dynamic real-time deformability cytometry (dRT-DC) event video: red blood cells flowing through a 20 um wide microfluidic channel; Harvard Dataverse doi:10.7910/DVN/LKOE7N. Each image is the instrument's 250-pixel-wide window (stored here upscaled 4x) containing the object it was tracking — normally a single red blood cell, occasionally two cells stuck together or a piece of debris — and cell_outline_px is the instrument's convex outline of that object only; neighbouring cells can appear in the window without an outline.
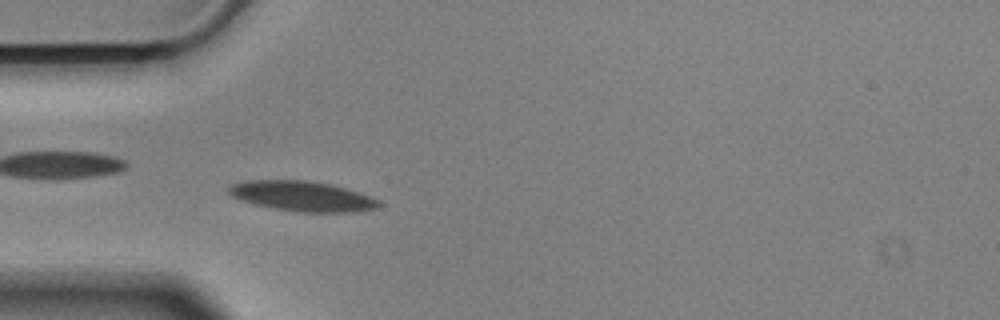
{"species": "Egyptian fruit bat (a non-hibernating species)", "species_latin": "Rousettus aegyptiacus", "temperature_condition": "cold", "stored_images_in_passage": 56, "camera_frame_rate_fps": 3000, "um_per_image_px": 0.085, "animal": {"sex": "male"}, "frame": {"image": 1, "passage_image": 16, "time_ms": 5.0, "image_size_px": [1000, 320], "cell_outline_px": [[380, 204], [376, 208], [356, 212], [296, 212], [272, 208], [240, 200], [232, 196], [228, 192], [228, 188], [232, 184], [248, 180], [308, 180], [332, 184], [360, 192], [380, 200]], "centroid_in_image_um": [25.71, 16.67], "position_along_channel_um": 59.3, "area_um2": 26.47}}
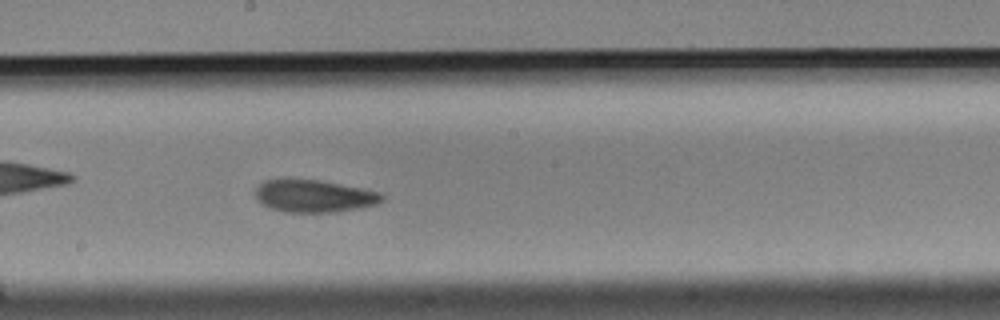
{"frame": {"image": 2, "passage_image": 30, "time_ms": 9.667, "image_size_px": [1000, 320], "cell_outline_px": [[384, 200], [376, 204], [360, 208], [336, 212], [284, 212], [268, 208], [260, 204], [256, 200], [256, 188], [264, 180], [320, 180], [380, 192], [384, 196]], "centroid_in_image_um": [26.68, 16.68], "position_along_channel_um": 221.5, "area_um2": 23.87}}
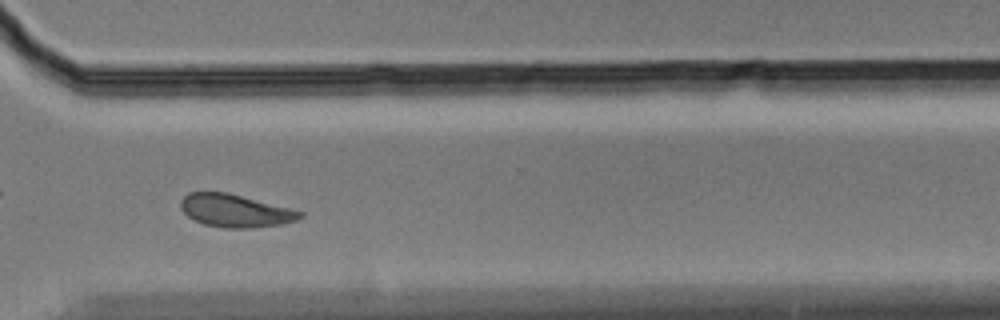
{"frame": {"image": 3, "passage_image": 41, "time_ms": 13.333, "image_size_px": [1000, 320], "cell_outline_px": [[304, 216], [296, 220], [280, 224], [248, 228], [224, 228], [204, 224], [188, 216], [180, 208], [180, 200], [188, 192], [224, 192], [304, 212]], "centroid_in_image_um": [19.95, 17.91], "position_along_channel_um": 350.6, "area_um2": 22.37}, "authors_computed_cell_mechanics": {"area_um2": 24.0159, "velocity_mm_per_s": 3.5286, "shape_relaxation_time_tau1_ms": 3.1782, "shape_relaxation_time_tau2_ms": 5.6282, "deformation_change_tau1": 0.0972, "deformation_change_tau2": 0.1072}}